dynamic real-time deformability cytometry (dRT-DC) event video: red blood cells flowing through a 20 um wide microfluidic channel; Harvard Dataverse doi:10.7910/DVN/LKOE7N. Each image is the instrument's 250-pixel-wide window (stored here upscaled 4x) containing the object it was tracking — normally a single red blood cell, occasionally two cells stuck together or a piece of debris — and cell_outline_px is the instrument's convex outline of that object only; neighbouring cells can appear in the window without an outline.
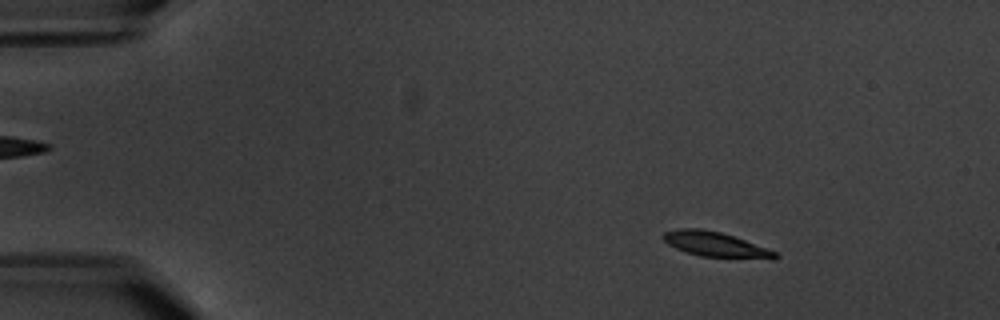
{"species": "common noctule bat (a hibernating species)", "species_latin": "Nyctalus noctula", "temperature_condition": "warm", "stored_images_in_passage": 6, "camera_frame_rate_fps": 3000, "um_per_image_px": 0.085, "animal": {"sex": "male", "body_mass_g": 20.1, "forearm_length_mm": 53.5}, "frame": {"image": 1, "passage_image": 2, "time_ms": 1.0, "image_size_px": [1000, 320], "cell_outline_px": [[780, 256], [772, 260], [700, 256], [676, 248], [668, 244], [664, 240], [664, 232], [676, 228], [700, 228], [720, 232], [768, 248], [776, 252]], "centroid_in_image_um": [60.87, 20.79], "position_along_channel_um": 24.1, "area_um2": 16.3}}
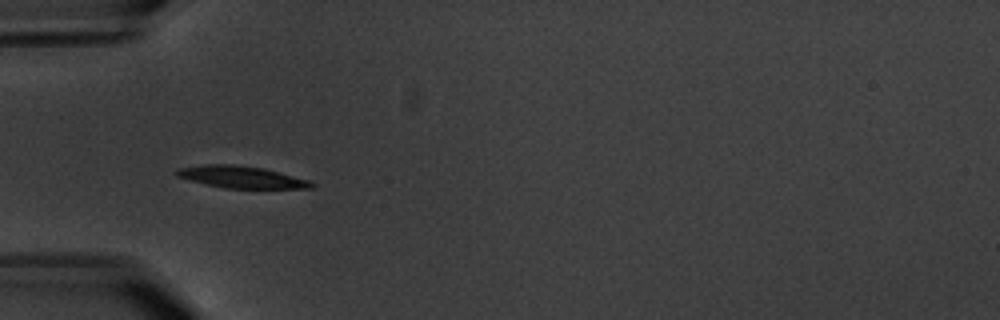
{"frame": {"image": 2, "passage_image": 5, "time_ms": 4.667, "image_size_px": [1000, 320], "cell_outline_px": [[316, 184], [312, 188], [224, 188], [188, 180], [176, 176], [172, 172], [176, 168], [204, 164], [236, 164], [264, 168], [308, 180]], "centroid_in_image_um": [20.43, 15.03], "position_along_channel_um": 64.6, "area_um2": 17.4}}